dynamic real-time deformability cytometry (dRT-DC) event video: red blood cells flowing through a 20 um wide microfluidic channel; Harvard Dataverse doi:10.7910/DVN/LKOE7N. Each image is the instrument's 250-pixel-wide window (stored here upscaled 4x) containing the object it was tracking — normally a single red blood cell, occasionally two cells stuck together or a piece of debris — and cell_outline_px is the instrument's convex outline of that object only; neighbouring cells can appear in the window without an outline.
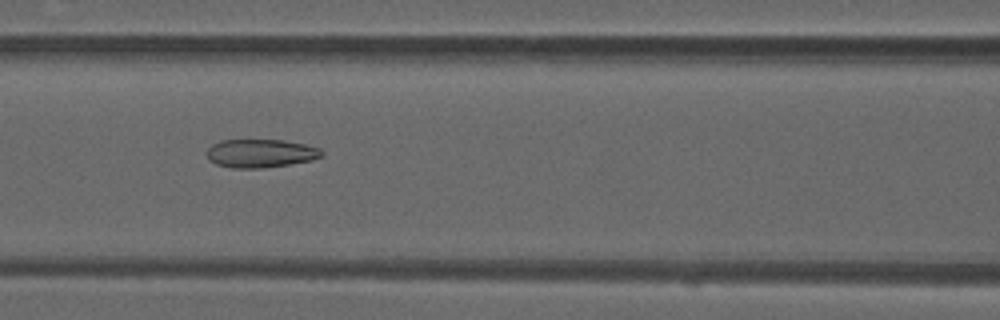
{"species": "common noctule bat (a hibernating species)", "species_latin": "Nyctalus noctula", "temperature_condition": "warm", "stored_images_in_passage": 19, "camera_frame_rate_fps": 3000, "um_per_image_px": 0.085, "animal": {"sex": "male", "forearm_length_mm": 52.5}, "frame": {"image": 1, "passage_image": 11, "time_ms": 3.333, "image_size_px": [1000, 320], "cell_outline_px": [[324, 156], [312, 160], [264, 168], [232, 168], [216, 164], [208, 160], [208, 148], [212, 144], [220, 140], [284, 140], [304, 144], [320, 148], [324, 152]], "centroid_in_image_um": [22.16, 13.03], "position_along_channel_um": 144.4, "area_um2": 19.07}}
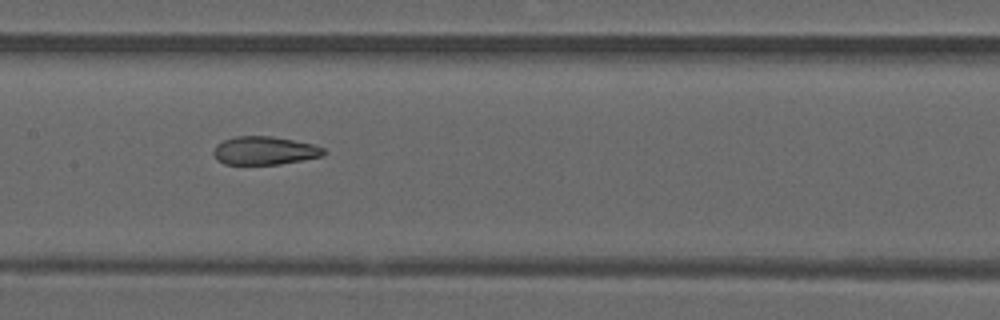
{"frame": {"image": 2, "passage_image": 14, "time_ms": 4.333, "image_size_px": [1000, 320], "cell_outline_px": [[324, 156], [280, 164], [224, 164], [212, 152], [216, 144], [224, 140], [236, 136], [272, 136], [316, 144], [324, 148]], "centroid_in_image_um": [22.52, 12.79], "position_along_channel_um": 184.9, "area_um2": 18.15}}
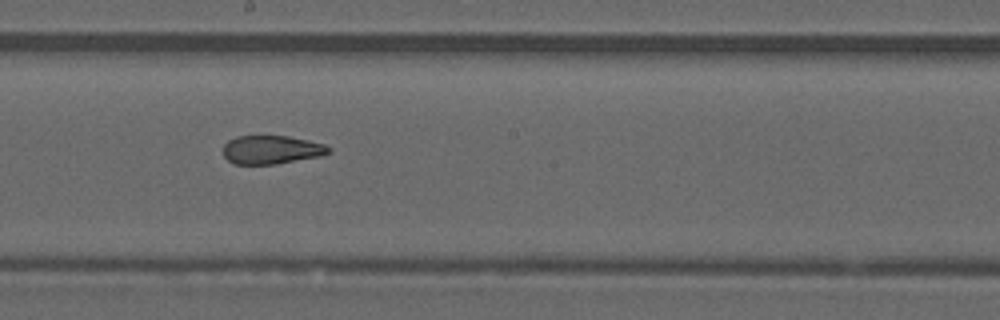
{"frame": {"image": 3, "passage_image": 17, "time_ms": 5.333, "image_size_px": [1000, 320], "cell_outline_px": [[332, 152], [320, 156], [276, 164], [232, 164], [224, 156], [224, 144], [228, 140], [236, 136], [288, 136], [308, 140], [324, 144], [332, 148]], "centroid_in_image_um": [23.08, 12.73], "position_along_channel_um": 225.1, "area_um2": 17.63}}